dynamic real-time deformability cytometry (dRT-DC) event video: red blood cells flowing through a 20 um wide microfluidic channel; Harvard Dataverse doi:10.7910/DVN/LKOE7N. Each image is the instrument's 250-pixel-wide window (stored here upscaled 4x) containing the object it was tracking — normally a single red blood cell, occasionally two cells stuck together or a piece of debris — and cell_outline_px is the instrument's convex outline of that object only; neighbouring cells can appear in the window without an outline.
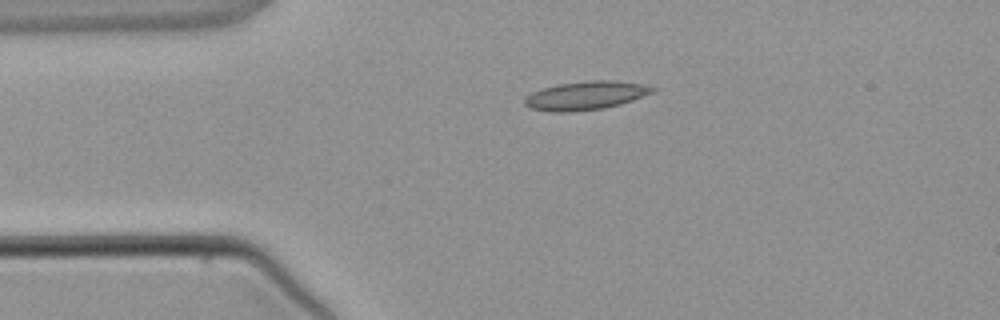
{"species": "common noctule bat (a hibernating species)", "species_latin": "Nyctalus noctula", "temperature_condition": "warm", "stored_images_in_passage": 5, "camera_frame_rate_fps": 3000, "um_per_image_px": 0.085, "animal": {"sex": "male", "body_mass_g": 21.5, "forearm_length_mm": 52.0}, "frame": {"image": 1, "passage_image": 3, "time_ms": 2.333, "image_size_px": [1000, 320], "cell_outline_px": [[656, 88], [652, 92], [632, 100], [620, 104], [604, 108], [572, 112], [548, 112], [532, 108], [524, 104], [524, 100], [532, 92], [544, 88], [560, 84], [592, 80], [612, 80], [648, 84]], "centroid_in_image_um": [49.81, 8.12], "position_along_channel_um": 35.2, "area_um2": 21.15}}